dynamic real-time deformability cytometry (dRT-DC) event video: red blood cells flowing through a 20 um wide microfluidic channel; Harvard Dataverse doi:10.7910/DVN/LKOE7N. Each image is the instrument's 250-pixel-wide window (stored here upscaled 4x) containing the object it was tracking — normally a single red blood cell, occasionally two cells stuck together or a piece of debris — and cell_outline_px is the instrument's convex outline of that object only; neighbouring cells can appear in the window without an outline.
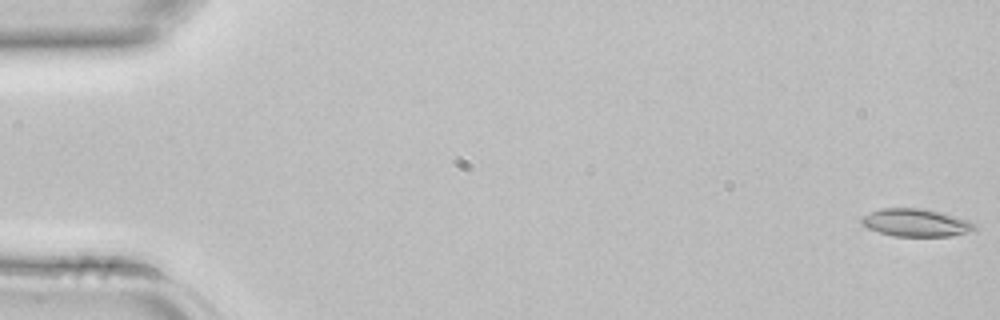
{"species": "common noctule bat (a hibernating species)", "species_latin": "Nyctalus noctula", "temperature_condition": "room temperature", "stored_images_in_passage": 4, "camera_frame_rate_fps": 3000, "um_per_image_px": 0.085, "animal": {"sex": "female", "body_mass_g": 22.7, "forearm_length_mm": 54.2}, "frame": {"image": 1, "passage_image": 1, "time_ms": 0.0, "image_size_px": [1000, 320], "cell_outline_px": [[976, 232], [952, 236], [896, 236], [880, 232], [868, 228], [860, 224], [860, 216], [880, 208], [924, 208], [940, 212], [968, 220], [976, 224]], "centroid_in_image_um": [77.87, 18.93], "position_along_channel_um": 7.1, "area_um2": 18.55}}
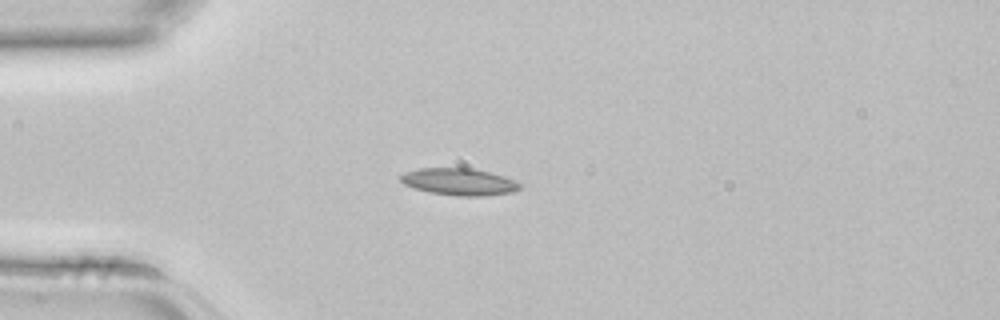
{"frame": {"image": 2, "passage_image": 4, "time_ms": 1.0, "image_size_px": [1000, 320], "cell_outline_px": [[520, 188], [516, 192], [484, 196], [456, 196], [428, 192], [404, 184], [400, 180], [400, 176], [404, 172], [420, 168], [472, 168], [504, 176], [520, 184]], "centroid_in_image_um": [39.02, 15.46], "position_along_channel_um": 46.0, "area_um2": 18.73}}